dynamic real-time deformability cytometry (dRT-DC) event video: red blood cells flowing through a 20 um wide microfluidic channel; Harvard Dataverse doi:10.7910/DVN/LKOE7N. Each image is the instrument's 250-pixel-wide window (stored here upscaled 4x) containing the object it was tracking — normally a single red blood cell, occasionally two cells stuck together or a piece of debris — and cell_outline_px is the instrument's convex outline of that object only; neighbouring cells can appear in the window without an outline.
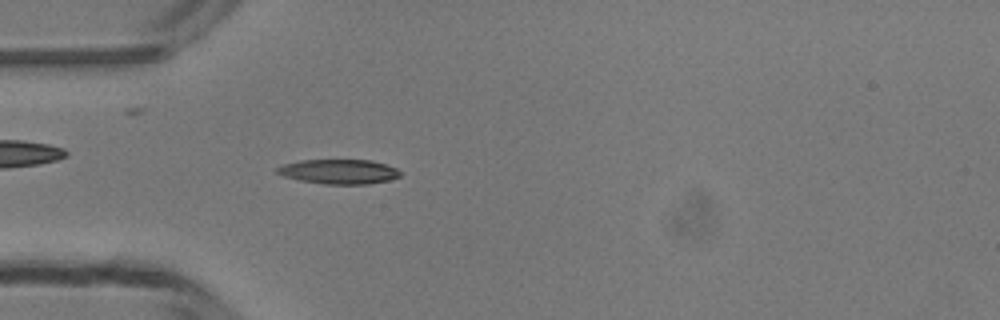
{"species": "common noctule bat (a hibernating species)", "species_latin": "Nyctalus noctula", "temperature_condition": "room temperature", "stored_images_in_passage": 37, "camera_frame_rate_fps": 3000, "um_per_image_px": 0.085, "animal": {"sex": "male", "body_mass_g": 13.3}, "frame": {"image": 1, "passage_image": 3, "time_ms": 0.667, "image_size_px": [1000, 320], "cell_outline_px": [[400, 176], [388, 180], [368, 184], [324, 184], [300, 180], [284, 176], [276, 172], [276, 168], [284, 164], [300, 160], [372, 160], [396, 168], [400, 172]], "centroid_in_image_um": [28.8, 14.58], "position_along_channel_um": 56.2, "area_um2": 17.51}}
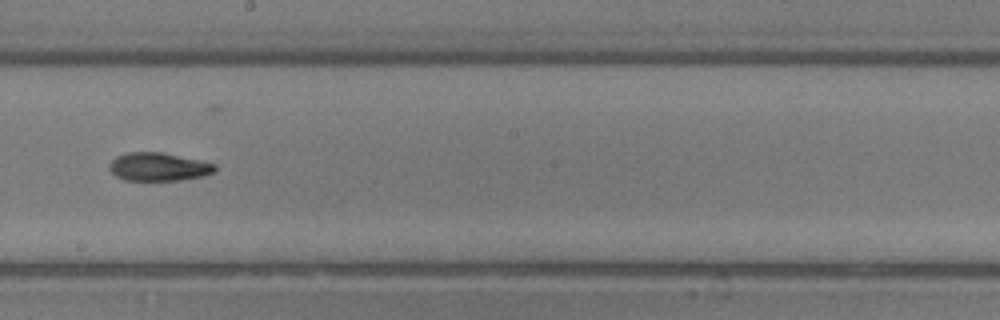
{"frame": {"image": 2, "passage_image": 16, "time_ms": 5.0, "image_size_px": [1000, 320], "cell_outline_px": [[216, 168], [212, 172], [204, 176], [180, 180], [124, 180], [116, 176], [108, 168], [108, 164], [116, 156], [128, 152], [160, 152], [216, 164]], "centroid_in_image_um": [13.43, 14.18], "position_along_channel_um": 234.8, "area_um2": 17.22}}
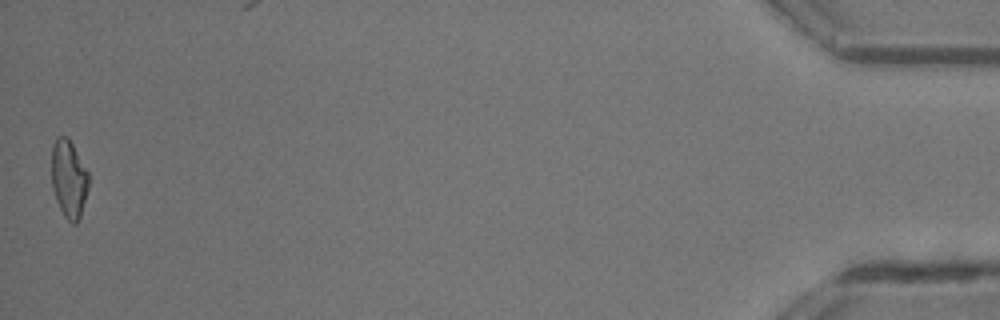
{"frame": {"image": 3, "passage_image": 37, "time_ms": 12.0, "image_size_px": [1000, 320], "cell_outline_px": [[88, 188], [80, 216], [76, 224], [72, 224], [64, 216], [56, 200], [52, 188], [52, 144], [60, 136], [68, 136], [88, 172]], "centroid_in_image_um": [5.84, 15.2], "position_along_channel_um": 429.4, "area_um2": 16.65}, "authors_computed_cell_mechanics": {"area_um2": 17.2244, "velocity_mm_per_s": 4.231, "shape_relaxation_time_tau1_ms": 6.2912, "shape_relaxation_time_tau2_ms": 2.3837, "deformation_change_tau1": 0.2058, "deformation_change_tau2": 0.0921}}